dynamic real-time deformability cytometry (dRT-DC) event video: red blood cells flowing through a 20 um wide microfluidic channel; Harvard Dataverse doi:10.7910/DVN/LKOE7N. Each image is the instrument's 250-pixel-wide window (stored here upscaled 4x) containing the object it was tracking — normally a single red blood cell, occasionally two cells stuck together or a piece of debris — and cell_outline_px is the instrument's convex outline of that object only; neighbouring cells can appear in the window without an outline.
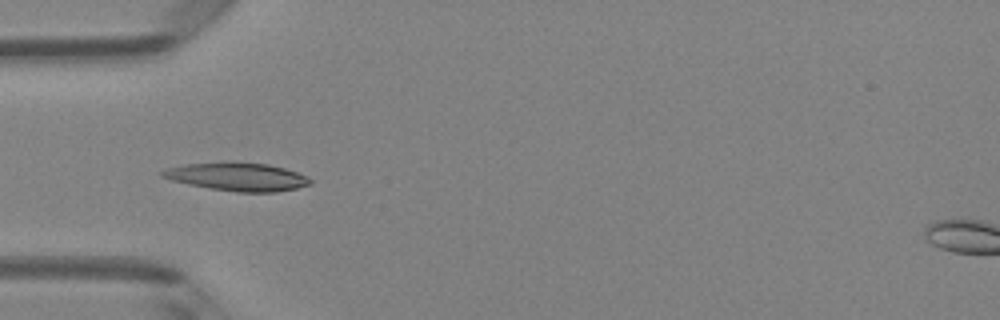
{"species": "Egyptian fruit bat (a non-hibernating species)", "species_latin": "Rousettus aegyptiacus", "temperature_condition": "room temperature", "stored_images_in_passage": 37, "camera_frame_rate_fps": 3000, "um_per_image_px": 0.085, "animal": {"sex": "female"}, "frame": {"image": 1, "passage_image": 4, "time_ms": 1.0, "image_size_px": [1000, 320], "cell_outline_px": [[312, 184], [296, 188], [276, 192], [236, 192], [208, 188], [188, 184], [172, 180], [160, 176], [160, 172], [168, 168], [184, 164], [268, 164], [284, 168], [308, 176], [312, 180]], "centroid_in_image_um": [20.21, 15.06], "position_along_channel_um": 64.8, "area_um2": 23.52}}
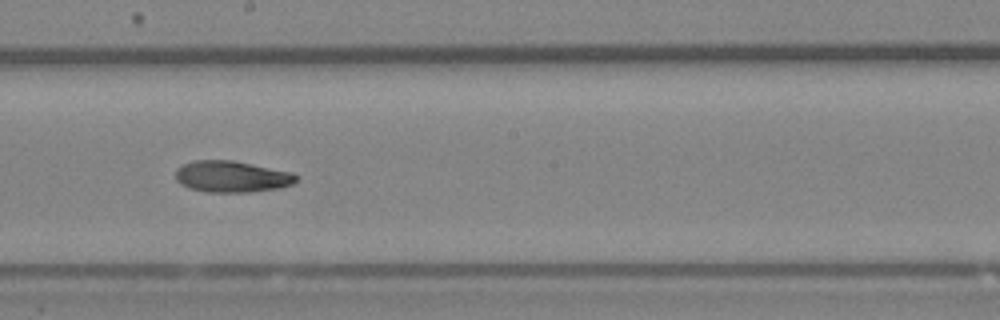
{"frame": {"image": 2, "passage_image": 16, "time_ms": 5.0, "image_size_px": [1000, 320], "cell_outline_px": [[300, 176], [292, 184], [280, 188], [248, 192], [208, 192], [188, 188], [180, 184], [176, 180], [176, 168], [192, 160], [232, 160], [292, 172]], "centroid_in_image_um": [19.69, 15.01], "position_along_channel_um": 228.5, "area_um2": 22.2}}
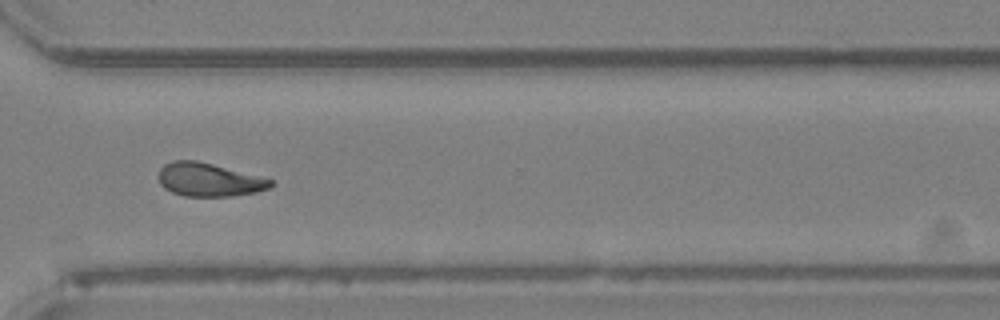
{"frame": {"image": 3, "passage_image": 25, "time_ms": 8.0, "image_size_px": [1000, 320], "cell_outline_px": [[272, 184], [268, 188], [256, 192], [232, 196], [184, 196], [172, 192], [164, 188], [160, 184], [156, 176], [160, 168], [164, 164], [172, 160], [196, 160], [212, 164], [272, 180]], "centroid_in_image_um": [17.66, 15.27], "position_along_channel_um": 352.9, "area_um2": 21.68}, "authors_computed_cell_mechanics": {"area_um2": 21.964, "velocity_mm_per_s": 4.128, "shape_relaxation_time_tau1_ms": 7.7204, "shape_relaxation_time_tau2_ms": 3.02, "deformation_change_tau1": 0.2132, "deformation_change_tau2": 0.0978}}